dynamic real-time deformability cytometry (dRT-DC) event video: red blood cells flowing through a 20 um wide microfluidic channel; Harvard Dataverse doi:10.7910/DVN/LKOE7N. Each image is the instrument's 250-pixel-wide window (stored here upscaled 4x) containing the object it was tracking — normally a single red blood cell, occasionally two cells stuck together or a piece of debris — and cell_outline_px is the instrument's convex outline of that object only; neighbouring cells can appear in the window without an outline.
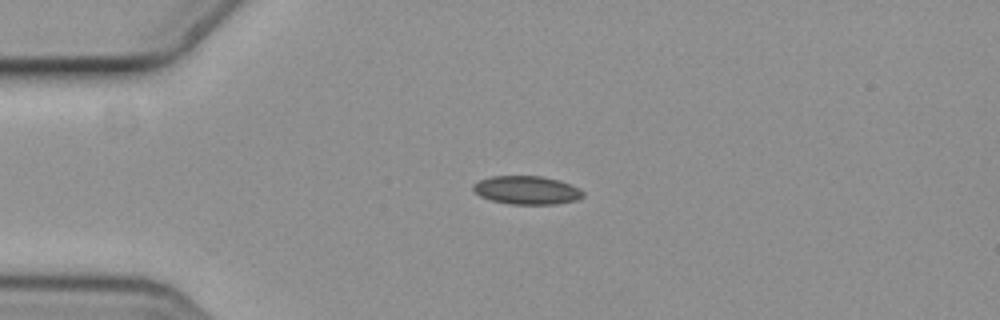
{"species": "common noctule bat (a hibernating species)", "species_latin": "Nyctalus noctula", "temperature_condition": "cold", "stored_images_in_passage": 4, "camera_frame_rate_fps": 3000, "um_per_image_px": 0.085, "animal": {"sex": "female", "body_mass_g": 19.3, "forearm_length_mm": 54.1}, "frame": {"image": 1, "passage_image": 3, "time_ms": 0.667, "image_size_px": [1000, 320], "cell_outline_px": [[584, 196], [576, 200], [556, 204], [508, 204], [492, 200], [480, 196], [472, 188], [472, 184], [480, 180], [492, 176], [540, 176], [556, 180], [580, 188], [584, 192]], "centroid_in_image_um": [44.77, 16.17], "position_along_channel_um": 40.2, "area_um2": 18.03}}